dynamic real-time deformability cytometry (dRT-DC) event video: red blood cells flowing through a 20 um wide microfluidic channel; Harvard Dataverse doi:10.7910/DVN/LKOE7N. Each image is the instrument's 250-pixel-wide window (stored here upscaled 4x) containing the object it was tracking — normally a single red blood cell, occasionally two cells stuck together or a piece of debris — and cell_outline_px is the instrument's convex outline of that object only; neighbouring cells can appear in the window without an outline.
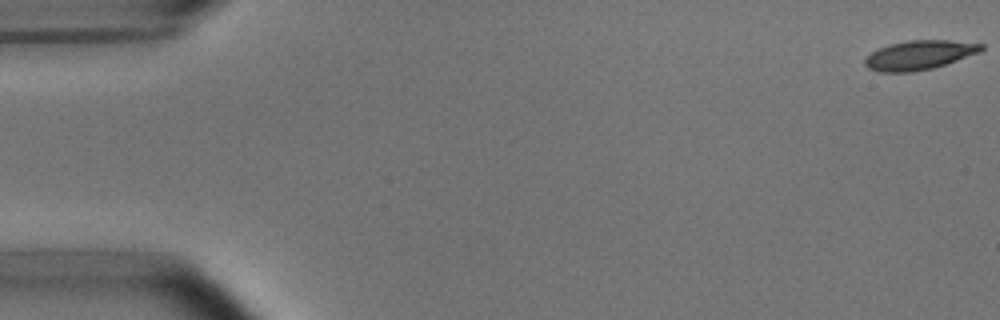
{"species": "common noctule bat (a hibernating species)", "species_latin": "Nyctalus noctula", "temperature_condition": "room temperature", "stored_images_in_passage": 5, "camera_frame_rate_fps": 3000, "um_per_image_px": 0.085, "animal": {"sex": "male", "body_mass_g": 15.6}, "frame": {"image": 1, "passage_image": 1, "time_ms": 0.0, "image_size_px": [1000, 320], "cell_outline_px": [[984, 48], [980, 52], [932, 68], [912, 72], [880, 72], [868, 68], [864, 64], [864, 60], [872, 52], [888, 44], [908, 40], [948, 40], [984, 44]], "centroid_in_image_um": [78.12, 4.67], "position_along_channel_um": 6.9, "area_um2": 19.65}}
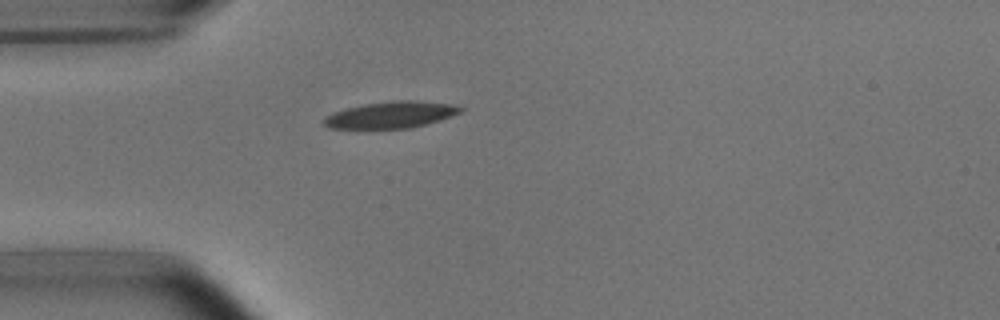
{"frame": {"image": 2, "passage_image": 5, "time_ms": 1.333, "image_size_px": [1000, 320], "cell_outline_px": [[464, 108], [460, 112], [452, 116], [440, 120], [408, 128], [328, 128], [324, 124], [324, 116], [332, 112], [344, 108], [364, 104], [392, 100], [416, 100], [460, 104]], "centroid_in_image_um": [33.26, 9.73], "position_along_channel_um": 51.7, "area_um2": 21.39}}